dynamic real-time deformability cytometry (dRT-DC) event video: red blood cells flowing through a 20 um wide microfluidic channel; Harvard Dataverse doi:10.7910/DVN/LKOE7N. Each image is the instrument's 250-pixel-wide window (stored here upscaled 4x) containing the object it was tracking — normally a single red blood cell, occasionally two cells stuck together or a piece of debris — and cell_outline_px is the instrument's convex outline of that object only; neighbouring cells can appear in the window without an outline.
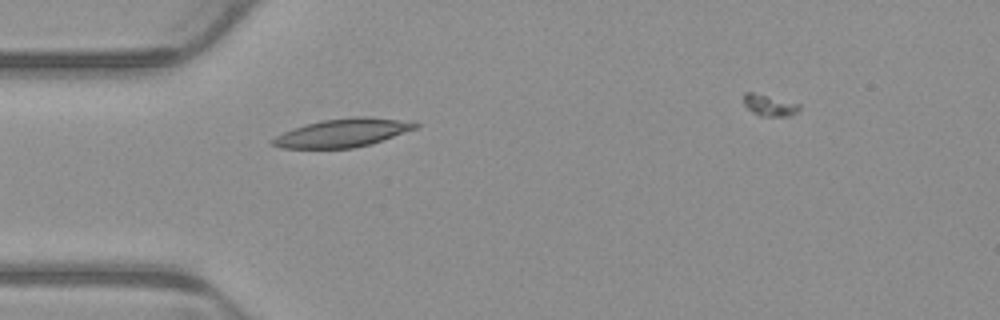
{"species": "common noctule bat (a hibernating species)", "species_latin": "Nyctalus noctula", "temperature_condition": "warm", "stored_images_in_passage": 4, "camera_frame_rate_fps": 3000, "um_per_image_px": 0.085, "animal": {"sex": "male", "body_mass_g": 23.1, "forearm_length_mm": 52.7}, "frame": {"image": 1, "passage_image": 3, "time_ms": 0.667, "image_size_px": [1000, 320], "cell_outline_px": [[420, 124], [416, 128], [372, 144], [352, 148], [280, 148], [272, 144], [272, 140], [276, 136], [284, 132], [304, 124], [324, 120], [356, 116], [368, 116], [416, 120]], "centroid_in_image_um": [29.22, 11.27], "position_along_channel_um": 55.8, "area_um2": 23.76}}